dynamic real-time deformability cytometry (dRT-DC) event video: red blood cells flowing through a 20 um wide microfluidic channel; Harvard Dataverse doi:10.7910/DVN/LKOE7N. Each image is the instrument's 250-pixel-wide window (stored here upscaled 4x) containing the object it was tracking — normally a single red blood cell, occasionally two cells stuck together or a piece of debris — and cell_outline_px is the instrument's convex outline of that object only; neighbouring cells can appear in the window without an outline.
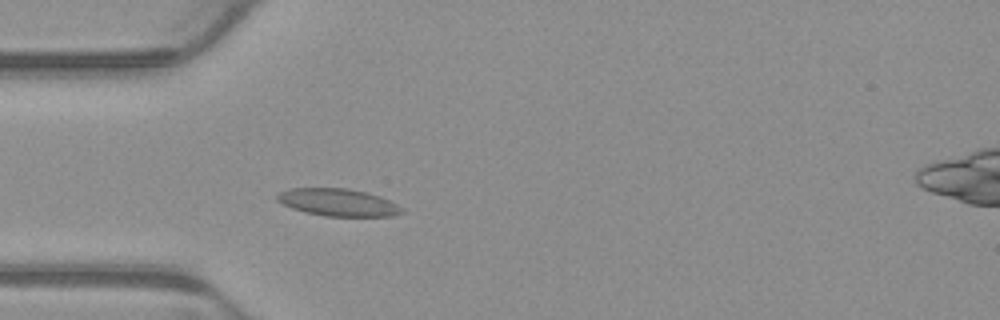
{"species": "common noctule bat (a hibernating species)", "species_latin": "Nyctalus noctula", "temperature_condition": "warm", "stored_images_in_passage": 3, "camera_frame_rate_fps": 3000, "um_per_image_px": 0.085, "animal": {"sex": "male", "body_mass_g": 23.1, "forearm_length_mm": 52.7}, "frame": {"image": 1, "passage_image": 3, "time_ms": 0.667, "image_size_px": [1000, 320], "cell_outline_px": [[404, 212], [392, 216], [324, 216], [304, 212], [292, 208], [276, 200], [276, 196], [280, 192], [292, 188], [348, 188], [368, 192], [380, 196], [404, 208]], "centroid_in_image_um": [28.75, 17.2], "position_along_channel_um": 56.2, "area_um2": 19.94}}